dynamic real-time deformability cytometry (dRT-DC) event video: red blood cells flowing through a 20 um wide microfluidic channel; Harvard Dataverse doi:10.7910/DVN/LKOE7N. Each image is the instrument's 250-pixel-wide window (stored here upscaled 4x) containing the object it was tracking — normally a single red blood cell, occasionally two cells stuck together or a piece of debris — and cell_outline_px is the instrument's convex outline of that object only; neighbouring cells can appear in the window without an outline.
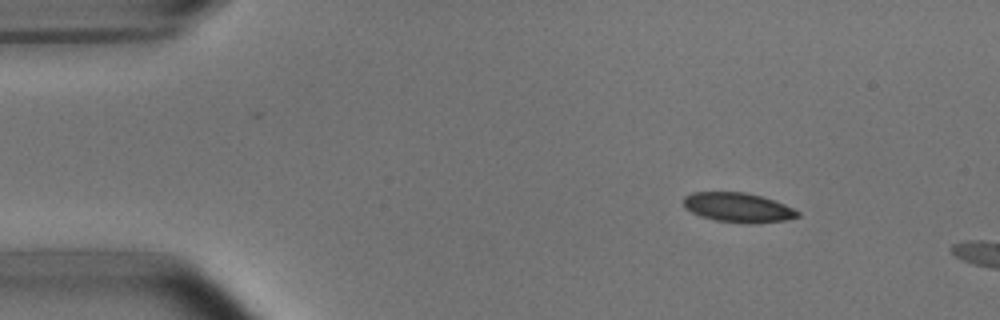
{"species": "common noctule bat (a hibernating species)", "species_latin": "Nyctalus noctula", "temperature_condition": "room temperature", "stored_images_in_passage": 2, "camera_frame_rate_fps": 3000, "um_per_image_px": 0.085, "animal": {"sex": "male", "body_mass_g": 15.6}, "frame": {"image": 1, "passage_image": 1, "time_ms": 0.0, "image_size_px": [1000, 320], "cell_outline_px": [[800, 216], [784, 220], [752, 224], [716, 220], [700, 216], [684, 208], [684, 196], [692, 192], [744, 192], [760, 196], [784, 204], [800, 212]], "centroid_in_image_um": [62.71, 17.64], "position_along_channel_um": 22.3, "area_um2": 19.48}}